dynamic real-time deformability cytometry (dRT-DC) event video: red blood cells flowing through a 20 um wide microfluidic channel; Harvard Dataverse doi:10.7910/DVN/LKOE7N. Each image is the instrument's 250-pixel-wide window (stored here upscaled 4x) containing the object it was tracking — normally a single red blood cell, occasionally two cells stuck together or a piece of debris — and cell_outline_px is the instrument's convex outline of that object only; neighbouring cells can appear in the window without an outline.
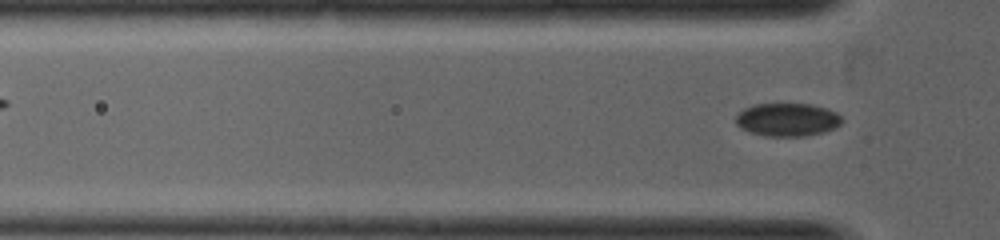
{"species": "common noctule bat (a hibernating species)", "species_latin": "Nyctalus noctula", "temperature_condition": "warm", "stored_images_in_passage": 3, "segment_of_instrument_passage": [2, 2], "camera_frame_rate_fps": 5000, "um_per_image_px": 0.085, "animal": {"sex": "female", "body_mass_g": 19.0, "forearm_length_mm": 53.3}, "frame": {"image": 1, "passage_image": 3, "time_ms": 0.8, "image_size_px": [1000, 240], "cell_outline_px": [[844, 120], [836, 128], [824, 132], [804, 136], [764, 136], [748, 132], [740, 128], [736, 124], [736, 116], [744, 108], [752, 104], [812, 104], [836, 112]], "centroid_in_image_um": [66.91, 10.18], "position_along_channel_um": 58.9, "area_um2": 20.63}}